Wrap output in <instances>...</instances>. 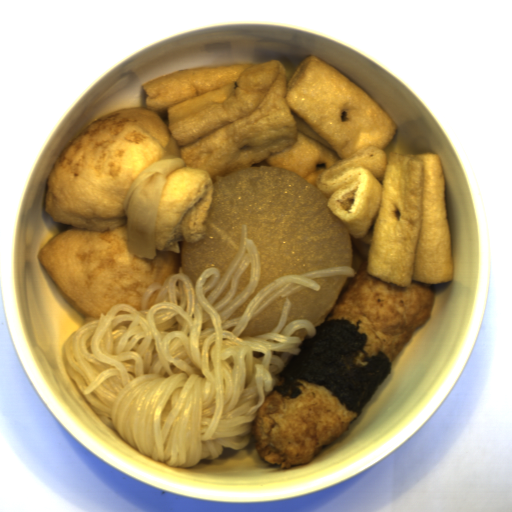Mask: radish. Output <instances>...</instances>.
<instances>
[{
	"mask_svg": "<svg viewBox=\"0 0 512 512\" xmlns=\"http://www.w3.org/2000/svg\"><path fill=\"white\" fill-rule=\"evenodd\" d=\"M212 186L205 236L182 241L181 267L194 285L210 267H219L222 279L245 225L259 251L261 279L228 319L242 317L255 294L282 276L341 265L353 269L350 231L327 207L321 190L300 173L255 166L216 176Z\"/></svg>",
	"mask_w": 512,
	"mask_h": 512,
	"instance_id": "obj_1",
	"label": "radish"
},
{
	"mask_svg": "<svg viewBox=\"0 0 512 512\" xmlns=\"http://www.w3.org/2000/svg\"><path fill=\"white\" fill-rule=\"evenodd\" d=\"M283 310V298H278L265 310L248 322L239 336L255 337L272 331L279 323Z\"/></svg>",
	"mask_w": 512,
	"mask_h": 512,
	"instance_id": "obj_2",
	"label": "radish"
},
{
	"mask_svg": "<svg viewBox=\"0 0 512 512\" xmlns=\"http://www.w3.org/2000/svg\"><path fill=\"white\" fill-rule=\"evenodd\" d=\"M250 267H251V262L248 264V266L244 269V271L239 276L237 287H236V290H235L232 300L234 298H236L246 288V286L249 282Z\"/></svg>",
	"mask_w": 512,
	"mask_h": 512,
	"instance_id": "obj_3",
	"label": "radish"
}]
</instances>
